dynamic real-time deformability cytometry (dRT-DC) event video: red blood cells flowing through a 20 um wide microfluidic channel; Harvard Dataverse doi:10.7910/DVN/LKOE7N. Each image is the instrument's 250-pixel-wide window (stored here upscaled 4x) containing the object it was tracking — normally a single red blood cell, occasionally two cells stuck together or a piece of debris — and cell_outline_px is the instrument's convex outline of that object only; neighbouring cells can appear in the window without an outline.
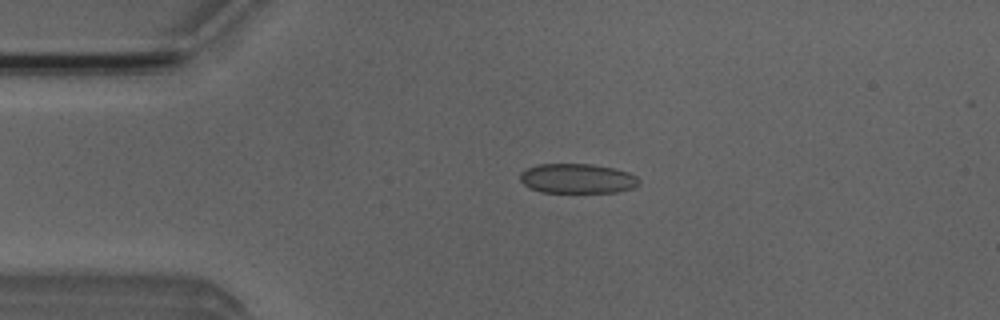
{"species": "Egyptian fruit bat (a non-hibernating species)", "species_latin": "Rousettus aegyptiacus", "temperature_condition": "room temperature", "stored_images_in_passage": 4, "camera_frame_rate_fps": 3000, "um_per_image_px": 0.085, "animal": {"sex": "male"}, "frame": {"image": 1, "passage_image": 2, "time_ms": 2.0, "image_size_px": [1000, 320], "cell_outline_px": [[640, 184], [632, 188], [616, 192], [540, 192], [524, 184], [520, 180], [520, 172], [528, 168], [540, 164], [592, 164], [612, 168], [628, 172], [636, 176], [640, 180]], "centroid_in_image_um": [49.09, 15.17], "position_along_channel_um": 35.9, "area_um2": 20.46}}